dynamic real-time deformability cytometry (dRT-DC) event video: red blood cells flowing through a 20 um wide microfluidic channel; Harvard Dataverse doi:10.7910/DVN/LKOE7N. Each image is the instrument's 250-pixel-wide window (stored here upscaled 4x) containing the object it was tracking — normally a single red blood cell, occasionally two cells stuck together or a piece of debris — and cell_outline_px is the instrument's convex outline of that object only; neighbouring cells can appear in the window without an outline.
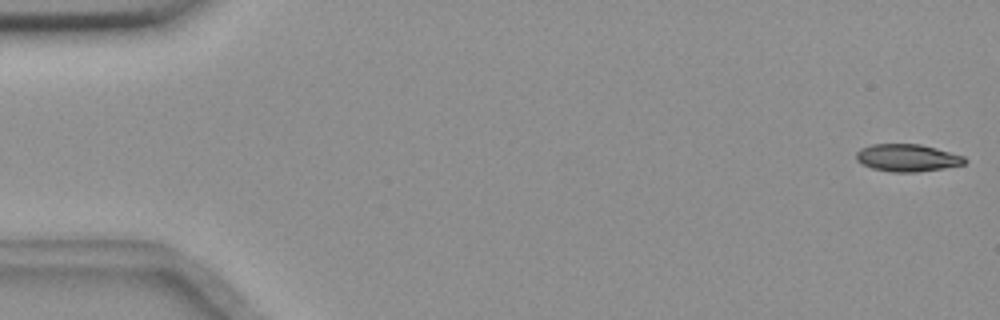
{"species": "common noctule bat (a hibernating species)", "species_latin": "Nyctalus noctula", "temperature_condition": "room temperature", "stored_images_in_passage": 55, "camera_frame_rate_fps": 3000, "um_per_image_px": 0.085, "animal": {"sex": "female", "body_mass_g": 18.4}, "frame": {"image": 1, "passage_image": 1, "time_ms": 0.0, "image_size_px": [1000, 320], "cell_outline_px": [[968, 160], [964, 164], [944, 168], [916, 172], [892, 172], [872, 168], [856, 160], [856, 152], [860, 148], [872, 144], [920, 144], [936, 148], [964, 156]], "centroid_in_image_um": [77.12, 13.41], "position_along_channel_um": 7.9, "area_um2": 17.28}}
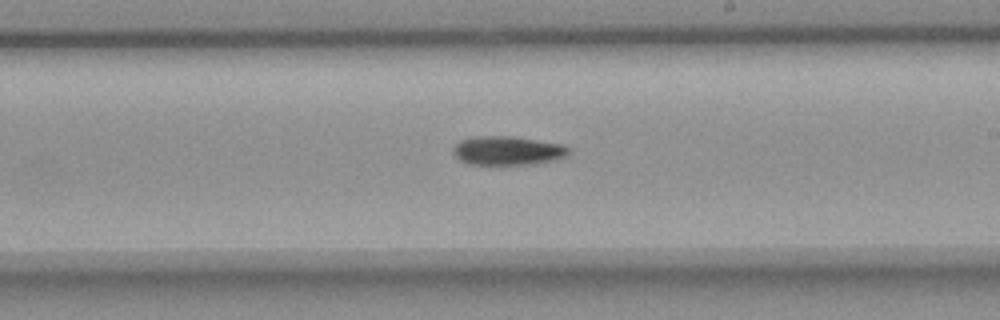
{"frame": {"image": 2, "passage_image": 32, "time_ms": 10.333, "image_size_px": [1000, 320], "cell_outline_px": [[572, 152], [568, 156], [556, 160], [536, 164], [468, 164], [460, 160], [452, 152], [452, 148], [460, 140], [472, 136], [512, 136], [564, 144], [572, 148]], "centroid_in_image_um": [43.21, 12.8], "position_along_channel_um": 245.8, "area_um2": 19.88}}
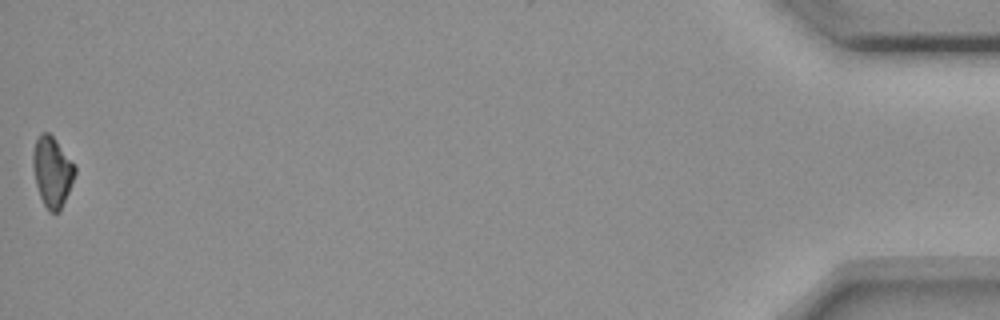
{"frame": {"image": 3, "passage_image": 55, "time_ms": 18.0, "image_size_px": [1000, 320], "cell_outline_px": [[76, 172], [60, 212], [48, 212], [40, 196], [36, 184], [32, 164], [32, 152], [36, 140], [40, 132], [48, 132], [56, 140], [76, 168]], "centroid_in_image_um": [4.41, 14.6], "position_along_channel_um": 430.8, "area_um2": 16.99}, "authors_computed_cell_mechanics": {"area_um2": 18.4382, "velocity_mm_per_s": 3.6784, "shape_relaxation_time_tau1_ms": 6.9838, "shape_relaxation_time_tau2_ms": null, "deformation_change_tau1": 0.1506, "deformation_change_tau2": null}}